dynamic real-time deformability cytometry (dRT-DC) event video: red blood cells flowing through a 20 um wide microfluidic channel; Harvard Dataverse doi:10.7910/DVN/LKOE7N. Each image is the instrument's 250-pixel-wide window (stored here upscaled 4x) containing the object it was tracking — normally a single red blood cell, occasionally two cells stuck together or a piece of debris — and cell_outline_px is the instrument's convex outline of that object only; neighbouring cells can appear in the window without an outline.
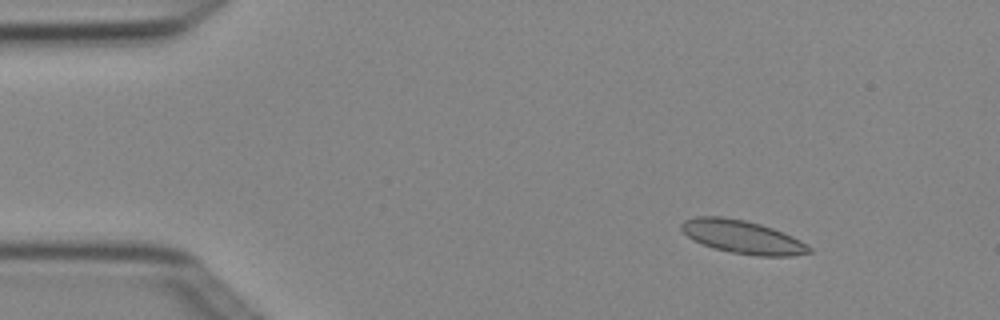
{"species": "Egyptian fruit bat (a non-hibernating species)", "species_latin": "Rousettus aegyptiacus", "temperature_condition": "cold", "stored_images_in_passage": 5, "camera_frame_rate_fps": 3000, "um_per_image_px": 0.085, "animal": {"sex": "female"}, "frame": {"image": 1, "passage_image": 1, "time_ms": 0.0, "image_size_px": [1000, 320], "cell_outline_px": [[812, 252], [792, 256], [756, 256], [732, 252], [716, 248], [692, 240], [680, 228], [680, 224], [684, 220], [696, 216], [724, 216], [744, 220], [760, 224], [772, 228], [792, 236], [800, 240], [812, 248]], "centroid_in_image_um": [63.11, 20.13], "position_along_channel_um": 21.9, "area_um2": 24.62}}
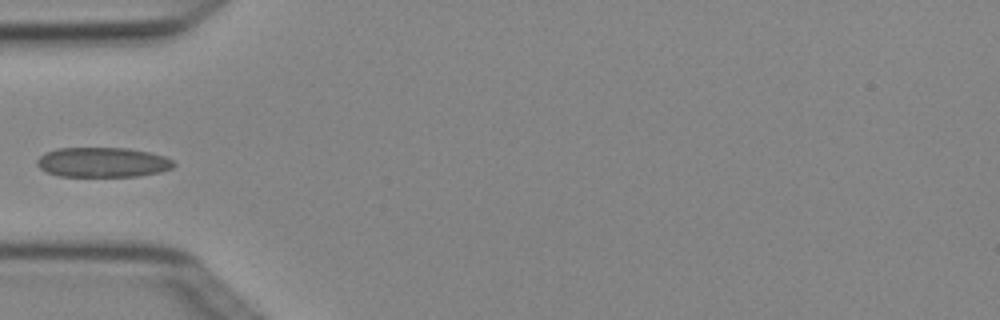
{"frame": {"image": 2, "passage_image": 4, "time_ms": 1.0, "image_size_px": [1000, 320], "cell_outline_px": [[176, 164], [172, 168], [160, 172], [140, 176], [60, 176], [48, 172], [40, 168], [36, 164], [36, 160], [44, 152], [56, 148], [128, 148], [148, 152], [164, 156], [172, 160]], "centroid_in_image_um": [8.72, 13.79], "position_along_channel_um": 76.3, "area_um2": 23.81}}
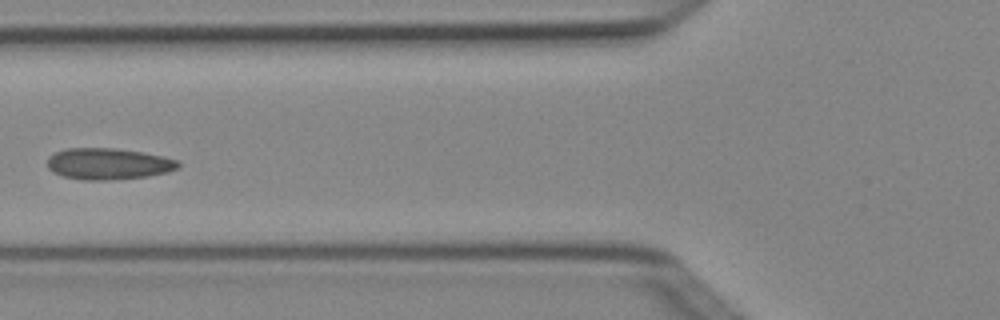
{"frame": {"image": 3, "passage_image": 5, "time_ms": 1.333, "image_size_px": [1000, 320], "cell_outline_px": [[180, 168], [168, 172], [148, 176], [108, 180], [84, 180], [64, 176], [52, 172], [48, 168], [48, 156], [56, 152], [68, 148], [116, 148], [164, 156], [176, 160], [180, 164]], "centroid_in_image_um": [9.21, 13.92], "position_along_channel_um": 116.6, "area_um2": 23.93}}